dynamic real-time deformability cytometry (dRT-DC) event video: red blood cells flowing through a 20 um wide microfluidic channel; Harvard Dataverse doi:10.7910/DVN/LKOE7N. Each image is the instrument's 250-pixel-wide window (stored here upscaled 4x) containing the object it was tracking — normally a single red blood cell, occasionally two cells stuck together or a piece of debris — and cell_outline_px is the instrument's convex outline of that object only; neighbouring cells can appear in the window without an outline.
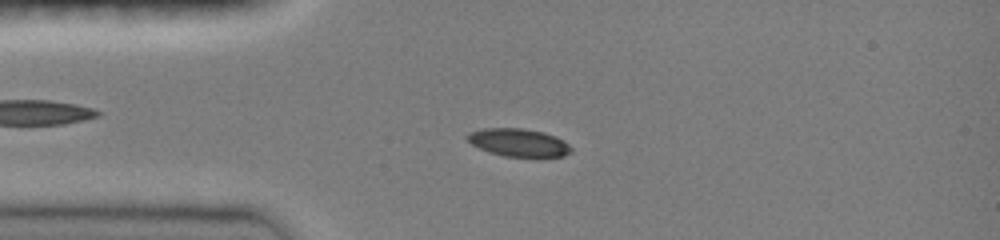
{"species": "common noctule bat (a hibernating species)", "species_latin": "Nyctalus noctula", "temperature_condition": "room temperature", "stored_images_in_passage": 67, "camera_frame_rate_fps": 3000, "um_per_image_px": 0.085, "animal": {"sex": "female", "body_mass_g": 19.0, "forearm_length_mm": 51.5}, "frame": {"image": 1, "passage_image": 15, "time_ms": 3.667, "image_size_px": [1000, 240], "cell_outline_px": [[572, 152], [564, 156], [504, 156], [488, 152], [472, 144], [464, 136], [468, 132], [484, 128], [524, 128], [544, 132], [556, 136], [564, 140], [572, 148]], "centroid_in_image_um": [44.07, 12.1], "position_along_channel_um": 40.9, "area_um2": 16.94}}
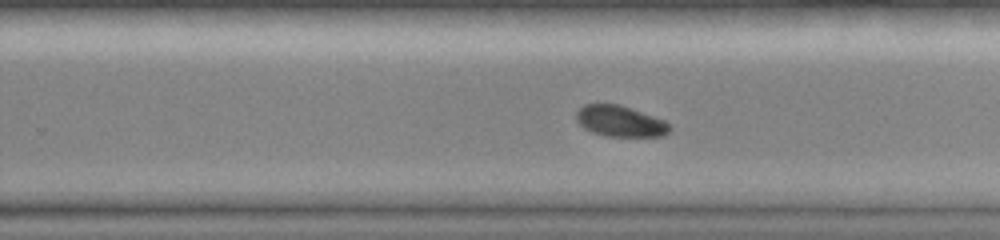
{"frame": {"image": 2, "passage_image": 44, "time_ms": 10.0, "image_size_px": [1000, 240], "cell_outline_px": [[672, 128], [664, 136], [608, 136], [592, 132], [584, 128], [576, 120], [576, 112], [584, 104], [620, 104], [664, 120]], "centroid_in_image_um": [52.71, 10.3], "position_along_channel_um": 277.1, "area_um2": 16.76}}
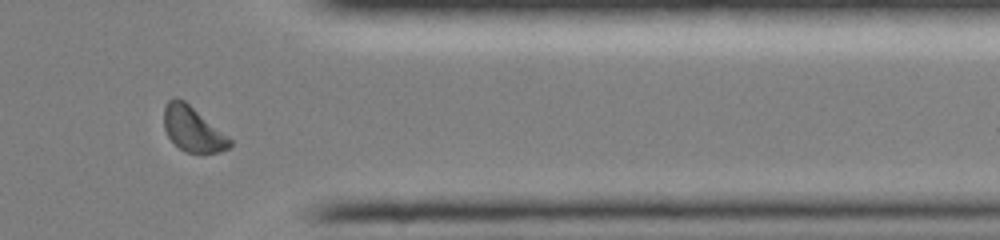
{"frame": {"image": 3, "passage_image": 55, "time_ms": 13.0, "image_size_px": [1000, 240], "cell_outline_px": [[232, 144], [228, 148], [220, 152], [188, 152], [180, 148], [168, 136], [164, 128], [164, 108], [168, 100], [176, 96], [184, 100], [228, 136], [232, 140]], "centroid_in_image_um": [16.38, 10.95], "position_along_channel_um": 395.0, "area_um2": 16.99}, "authors_computed_cell_mechanics": {"area_um2": 17.34, "velocity_mm_per_s": 4.0011, "shape_relaxation_time_tau1_ms": 6.9932, "shape_relaxation_time_tau2_ms": null, "deformation_change_tau1": 0.1411, "deformation_change_tau2": null}}